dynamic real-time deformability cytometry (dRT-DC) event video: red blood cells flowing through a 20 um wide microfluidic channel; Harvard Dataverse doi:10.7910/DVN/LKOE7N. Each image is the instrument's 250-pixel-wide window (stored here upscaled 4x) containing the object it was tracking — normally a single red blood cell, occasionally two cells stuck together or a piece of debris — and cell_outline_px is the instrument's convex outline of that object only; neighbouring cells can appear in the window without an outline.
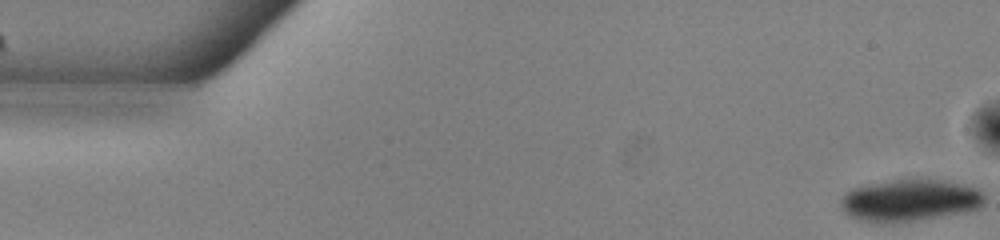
{"species": "common noctule bat (a hibernating species)", "species_latin": "Nyctalus noctula", "temperature_condition": "warm", "stored_images_in_passage": 53, "camera_frame_rate_fps": 3000, "um_per_image_px": 0.085, "animal": {"sex": "male", "body_mass_g": 13.0, "forearm_length_mm": 53.1}, "frame": {"image": 1, "passage_image": 1, "time_ms": 0.0, "image_size_px": [1000, 240], "cell_outline_px": [[984, 204], [980, 208], [968, 212], [892, 224], [880, 224], [856, 220], [848, 216], [840, 208], [840, 200], [844, 192], [852, 188], [896, 180], [936, 180], [976, 188], [984, 196]], "centroid_in_image_um": [77.26, 17.09], "position_along_channel_um": 7.7, "area_um2": 35.2}}
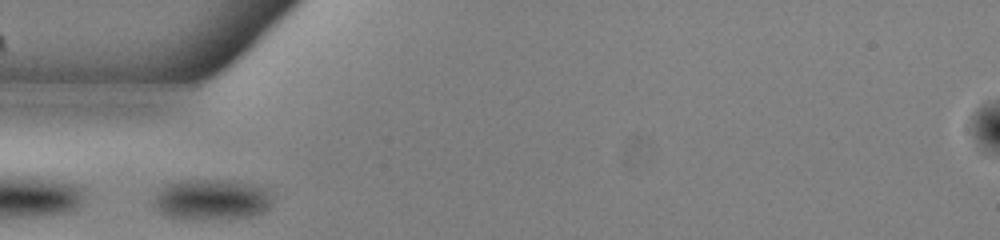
{"frame": {"image": 2, "passage_image": 17, "time_ms": 5.333, "image_size_px": [1000, 240], "cell_outline_px": [[268, 208], [264, 212], [252, 216], [168, 216], [156, 212], [152, 208], [152, 200], [156, 192], [160, 188], [168, 184], [180, 180], [236, 180], [256, 184], [268, 188]], "centroid_in_image_um": [17.93, 16.89], "position_along_channel_um": 67.1, "area_um2": 27.4}}
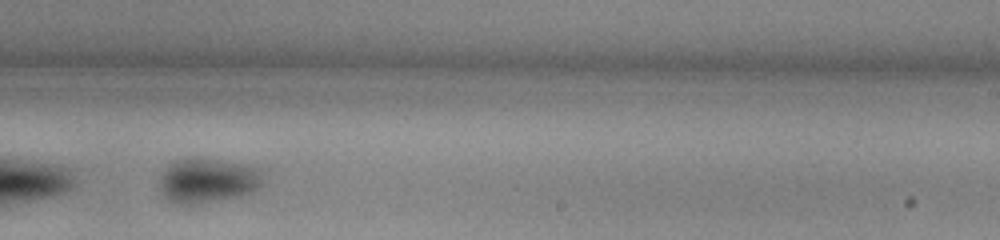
{"frame": {"image": 3, "passage_image": 33, "time_ms": 10.667, "image_size_px": [1000, 240], "cell_outline_px": [[260, 188], [236, 196], [196, 204], [172, 204], [164, 196], [156, 184], [160, 176], [172, 164], [180, 160], [196, 156], [256, 168], [260, 172]], "centroid_in_image_um": [17.54, 15.36], "position_along_channel_um": 271.5, "area_um2": 26.3}, "authors_computed_cell_mechanics": {"area_um2": 27.2816, "velocity_mm_per_s": 3.8448, "shape_relaxation_time_tau1_ms": 9.2912, "shape_relaxation_time_tau2_ms": null, "deformation_change_tau1": 0.136, "deformation_change_tau2": null}}